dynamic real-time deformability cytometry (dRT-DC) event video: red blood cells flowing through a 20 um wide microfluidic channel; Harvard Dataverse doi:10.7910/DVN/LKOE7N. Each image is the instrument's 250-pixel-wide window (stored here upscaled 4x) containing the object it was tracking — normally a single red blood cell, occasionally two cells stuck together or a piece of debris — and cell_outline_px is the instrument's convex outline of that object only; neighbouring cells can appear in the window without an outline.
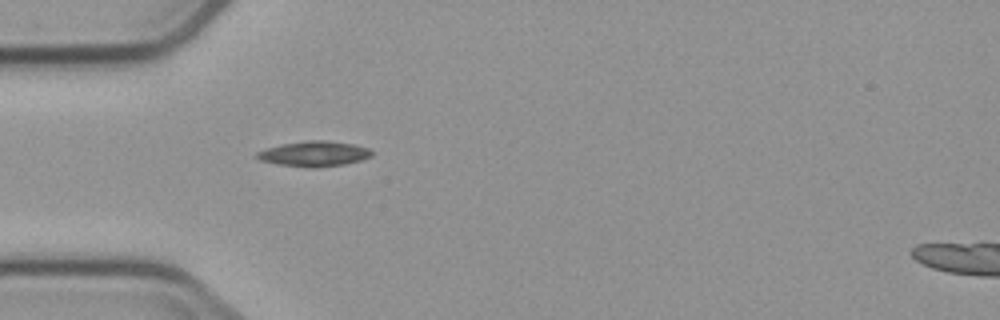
{"species": "common noctule bat (a hibernating species)", "species_latin": "Nyctalus noctula", "temperature_condition": "cold", "stored_images_in_passage": 2, "segment_of_instrument_passage": [1, 2], "camera_frame_rate_fps": 3000, "um_per_image_px": 0.085, "animal": {"sex": "male", "body_mass_g": 23.1, "forearm_length_mm": 52.7}, "frame": {"image": 1, "passage_image": 1, "time_ms": 0.0, "image_size_px": [1000, 320], "cell_outline_px": [[372, 156], [360, 160], [344, 164], [316, 168], [312, 168], [276, 164], [260, 160], [256, 156], [256, 152], [268, 148], [284, 144], [308, 140], [328, 140], [352, 144], [368, 148], [372, 152]], "centroid_in_image_um": [26.7, 13.08], "position_along_channel_um": 58.3, "area_um2": 16.76}}